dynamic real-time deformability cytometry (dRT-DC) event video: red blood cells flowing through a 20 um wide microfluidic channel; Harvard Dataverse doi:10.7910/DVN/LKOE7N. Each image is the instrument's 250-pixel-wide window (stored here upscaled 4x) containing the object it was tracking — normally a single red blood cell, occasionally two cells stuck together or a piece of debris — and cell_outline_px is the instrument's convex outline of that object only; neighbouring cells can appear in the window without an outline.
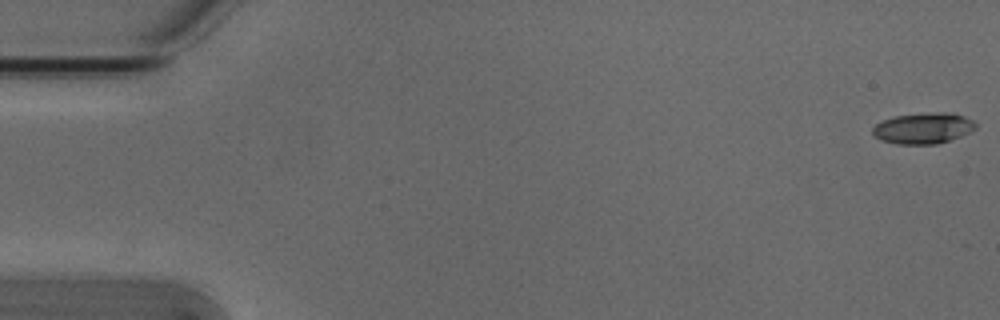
{"species": "Egyptian fruit bat (a non-hibernating species)", "species_latin": "Rousettus aegyptiacus", "temperature_condition": "cold", "stored_images_in_passage": 54, "camera_frame_rate_fps": 3000, "um_per_image_px": 0.085, "animal": {"sex": "male"}, "frame": {"image": 1, "passage_image": 1, "time_ms": 0.0, "image_size_px": [1000, 320], "cell_outline_px": [[976, 128], [960, 136], [936, 144], [900, 144], [880, 140], [872, 132], [872, 128], [876, 124], [884, 120], [896, 116], [940, 112], [952, 112], [964, 116], [972, 120], [976, 124]], "centroid_in_image_um": [78.48, 10.9], "position_along_channel_um": 6.5, "area_um2": 18.26}}
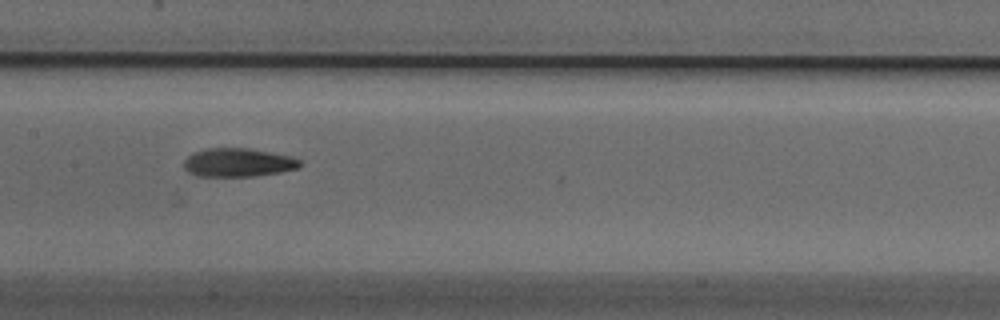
{"frame": {"image": 2, "passage_image": 27, "time_ms": 8.667, "image_size_px": [1000, 320], "cell_outline_px": [[304, 164], [300, 168], [280, 172], [252, 176], [196, 176], [188, 172], [184, 168], [184, 160], [188, 156], [196, 152], [208, 148], [248, 148], [292, 156], [300, 160]], "centroid_in_image_um": [20.28, 13.82], "position_along_channel_um": 187.1, "area_um2": 19.36}}
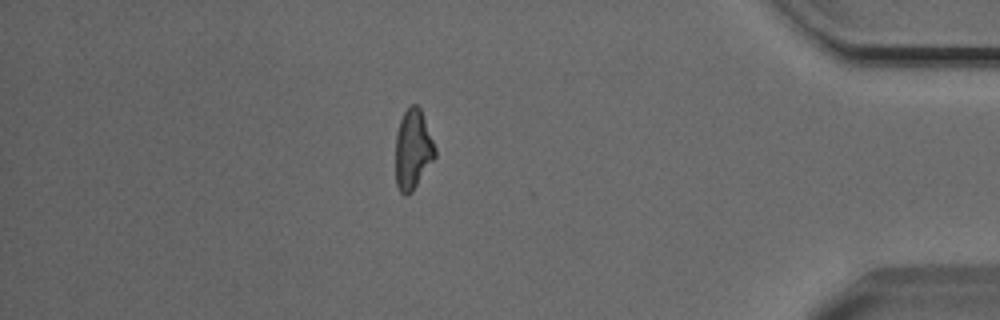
{"frame": {"image": 3, "passage_image": 47, "time_ms": 15.333, "image_size_px": [1000, 320], "cell_outline_px": [[436, 156], [412, 192], [404, 196], [400, 192], [396, 184], [396, 132], [400, 120], [404, 112], [412, 104], [416, 104], [420, 108], [436, 148]], "centroid_in_image_um": [35.09, 12.72], "position_along_channel_um": 400.1, "area_um2": 18.32}, "authors_computed_cell_mechanics": {"area_um2": 18.785, "velocity_mm_per_s": 3.814, "shape_relaxation_time_tau1_ms": 3.1711, "shape_relaxation_time_tau2_ms": 3.3697, "deformation_change_tau1": 0.1391, "deformation_change_tau2": 0.102}}